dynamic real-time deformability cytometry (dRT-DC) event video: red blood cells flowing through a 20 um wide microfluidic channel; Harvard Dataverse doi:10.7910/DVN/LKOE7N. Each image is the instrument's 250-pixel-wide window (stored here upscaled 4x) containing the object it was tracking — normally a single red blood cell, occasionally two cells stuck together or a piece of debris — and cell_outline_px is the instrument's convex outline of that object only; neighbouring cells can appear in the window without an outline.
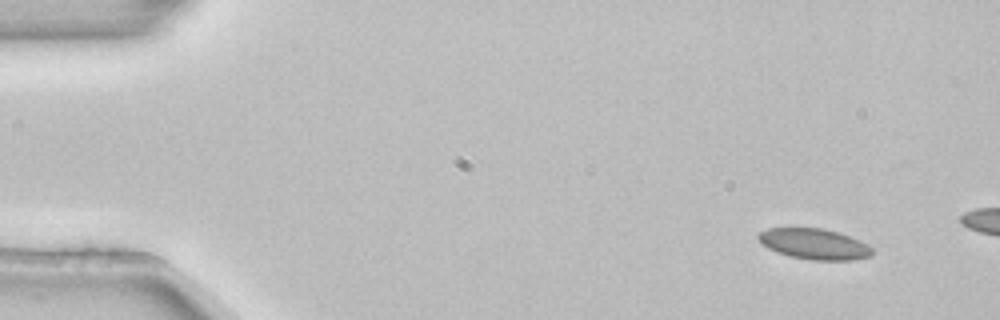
{"species": "common noctule bat (a hibernating species)", "species_latin": "Nyctalus noctula", "temperature_condition": "room temperature", "stored_images_in_passage": 3, "camera_frame_rate_fps": 3000, "um_per_image_px": 0.085, "animal": {"sex": "female", "body_mass_g": 22.7, "forearm_length_mm": 54.2}, "frame": {"image": 1, "passage_image": 1, "time_ms": 0.0, "image_size_px": [1000, 320], "cell_outline_px": [[872, 256], [852, 260], [812, 260], [792, 256], [768, 248], [756, 236], [760, 232], [768, 228], [824, 228], [848, 236], [868, 244], [872, 248]], "centroid_in_image_um": [69.24, 20.73], "position_along_channel_um": 15.8, "area_um2": 20.06}}